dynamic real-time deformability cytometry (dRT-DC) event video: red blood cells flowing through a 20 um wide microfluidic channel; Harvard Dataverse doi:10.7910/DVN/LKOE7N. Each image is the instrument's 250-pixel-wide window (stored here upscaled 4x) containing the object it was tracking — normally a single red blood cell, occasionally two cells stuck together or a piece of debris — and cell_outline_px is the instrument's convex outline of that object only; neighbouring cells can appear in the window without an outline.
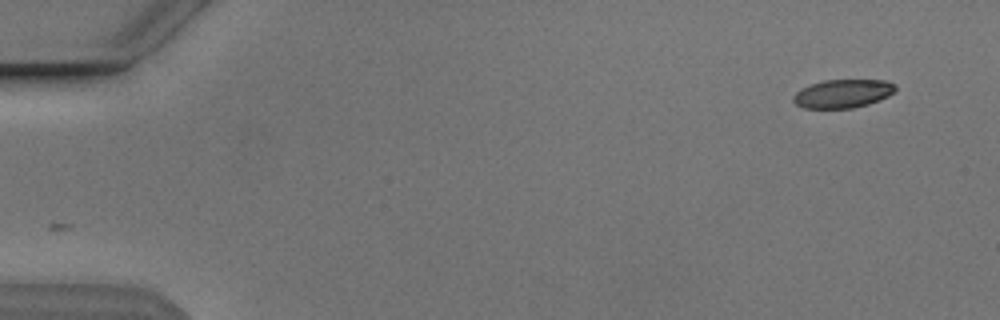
{"species": "Egyptian fruit bat (a non-hibernating species)", "species_latin": "Rousettus aegyptiacus", "temperature_condition": "cold", "stored_images_in_passage": 21, "camera_frame_rate_fps": 3000, "um_per_image_px": 0.085, "animal": {"sex": "male"}, "frame": {"image": 1, "passage_image": 1, "time_ms": 0.0, "image_size_px": [1000, 320], "cell_outline_px": [[896, 92], [880, 100], [868, 104], [852, 108], [804, 108], [796, 104], [792, 100], [792, 96], [800, 88], [824, 80], [884, 80], [896, 84]], "centroid_in_image_um": [71.65, 7.95], "position_along_channel_um": 13.4, "area_um2": 17.05}}
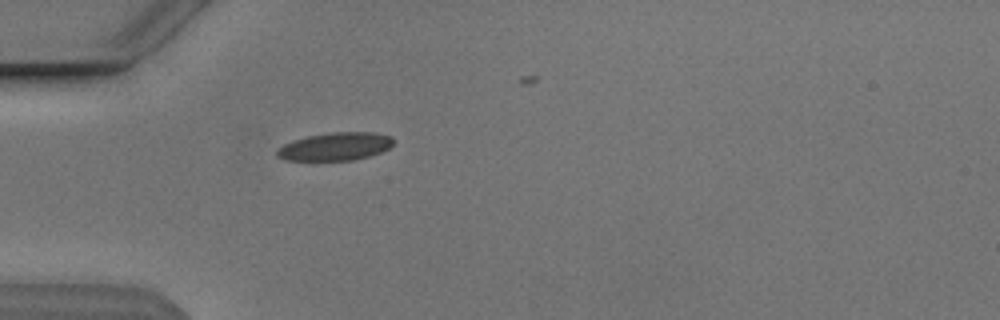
{"frame": {"image": 2, "passage_image": 14, "time_ms": 4.333, "image_size_px": [1000, 320], "cell_outline_px": [[392, 144], [388, 148], [380, 152], [368, 156], [352, 160], [284, 160], [276, 156], [276, 152], [284, 144], [292, 140], [308, 136], [332, 132], [372, 132], [392, 136]], "centroid_in_image_um": [28.48, 12.45], "position_along_channel_um": 56.5, "area_um2": 18.79}}
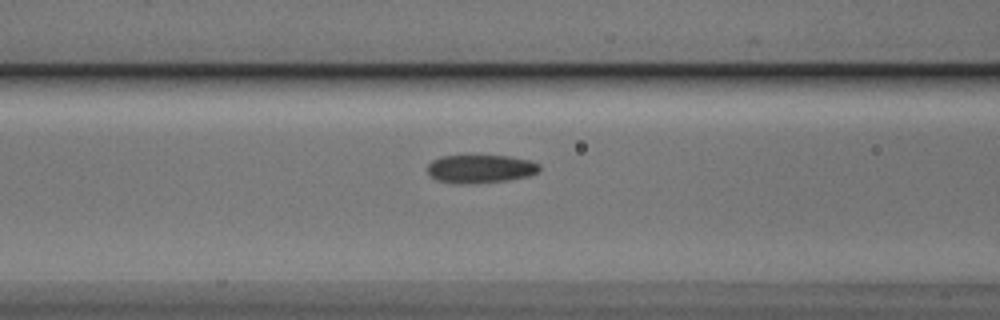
{"frame": {"image": 3, "passage_image": 20, "time_ms": 6.333, "image_size_px": [1000, 320], "cell_outline_px": [[540, 168], [536, 172], [528, 176], [508, 180], [464, 184], [460, 184], [436, 180], [428, 172], [428, 164], [432, 160], [440, 156], [508, 156], [528, 160], [540, 164]], "centroid_in_image_um": [40.81, 14.35], "position_along_channel_um": 125.8, "area_um2": 18.26}}